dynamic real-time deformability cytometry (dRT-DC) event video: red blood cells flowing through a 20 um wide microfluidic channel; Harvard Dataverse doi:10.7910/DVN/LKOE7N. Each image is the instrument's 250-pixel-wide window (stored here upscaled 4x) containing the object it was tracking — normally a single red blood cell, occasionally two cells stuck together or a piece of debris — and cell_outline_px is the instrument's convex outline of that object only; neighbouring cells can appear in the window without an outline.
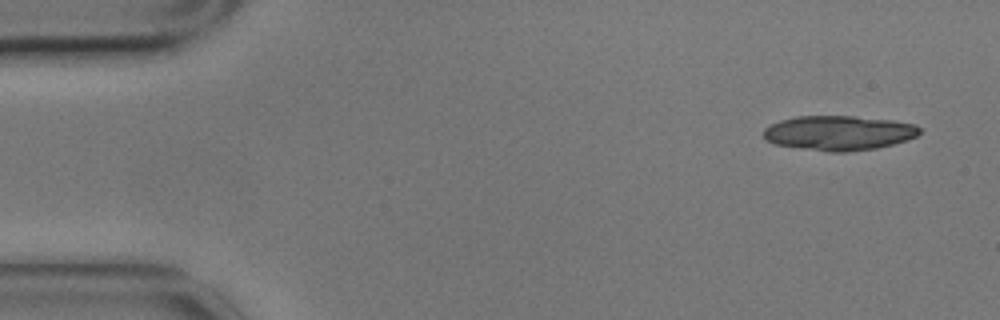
{"species": "common noctule bat (a hibernating species)", "species_latin": "Nyctalus noctula", "temperature_condition": "cold", "stored_images_in_passage": 6, "segment_of_instrument_passage": [2, 2], "camera_frame_rate_fps": 3000, "um_per_image_px": 0.085, "animal": {"sex": "male", "body_mass_g": 17.9}, "frame": {"image": 1, "passage_image": 6, "time_ms": 1.667, "image_size_px": [1000, 320], "cell_outline_px": [[920, 132], [916, 136], [892, 144], [876, 148], [844, 152], [828, 152], [800, 148], [776, 144], [764, 140], [764, 128], [780, 120], [796, 116], [856, 116], [892, 120], [912, 124], [920, 128]], "centroid_in_image_um": [71.26, 11.29], "position_along_channel_um": 13.7, "area_um2": 31.39}}